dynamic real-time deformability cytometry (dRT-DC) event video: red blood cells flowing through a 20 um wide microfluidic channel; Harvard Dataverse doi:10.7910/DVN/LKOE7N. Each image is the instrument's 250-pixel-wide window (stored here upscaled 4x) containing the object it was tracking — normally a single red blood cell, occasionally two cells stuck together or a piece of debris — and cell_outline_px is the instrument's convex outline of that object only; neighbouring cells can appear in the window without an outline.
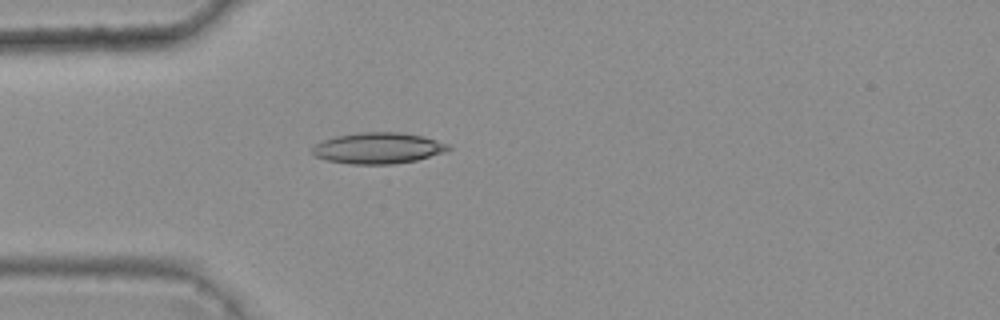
{"species": "common noctule bat (a hibernating species)", "species_latin": "Nyctalus noctula", "temperature_condition": "warm", "stored_images_in_passage": 4, "camera_frame_rate_fps": 3000, "um_per_image_px": 0.085, "animal": {"sex": "female", "body_mass_g": 25.1}, "frame": {"image": 1, "passage_image": 4, "time_ms": 1.0, "image_size_px": [1000, 320], "cell_outline_px": [[452, 148], [444, 152], [416, 160], [392, 164], [352, 164], [324, 160], [316, 156], [312, 152], [312, 148], [316, 144], [324, 140], [336, 136], [360, 132], [400, 132], [424, 136], [448, 144]], "centroid_in_image_um": [32.14, 12.59], "position_along_channel_um": 52.9, "area_um2": 24.57}}